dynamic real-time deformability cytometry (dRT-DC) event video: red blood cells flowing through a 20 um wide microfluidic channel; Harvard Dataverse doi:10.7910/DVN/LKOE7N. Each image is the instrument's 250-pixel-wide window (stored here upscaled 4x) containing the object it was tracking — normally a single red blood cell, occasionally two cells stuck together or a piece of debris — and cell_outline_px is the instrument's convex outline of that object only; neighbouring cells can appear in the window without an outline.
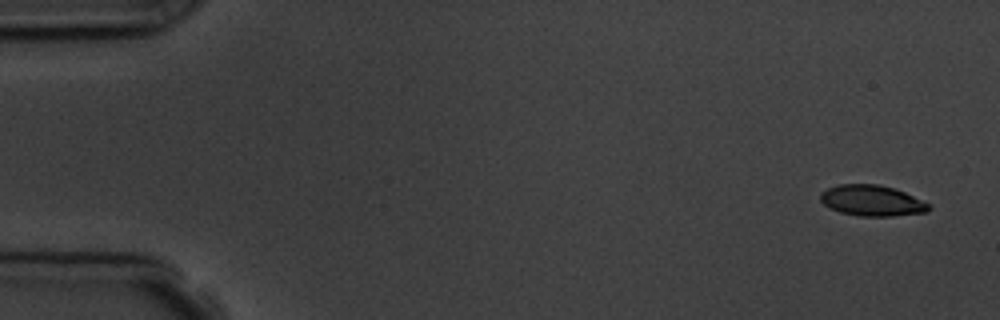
{"species": "common noctule bat (a hibernating species)", "species_latin": "Nyctalus noctula", "temperature_condition": "room temperature", "stored_images_in_passage": 5, "camera_frame_rate_fps": 3000, "um_per_image_px": 0.085, "animal": {"sex": "male", "body_mass_g": 19.5, "forearm_length_mm": 54.6}, "frame": {"image": 1, "passage_image": 1, "time_ms": 0.0, "image_size_px": [1000, 320], "cell_outline_px": [[932, 208], [928, 212], [892, 216], [860, 216], [840, 212], [828, 208], [820, 200], [820, 192], [828, 188], [840, 184], [880, 184], [904, 192], [928, 204]], "centroid_in_image_um": [74.08, 17.06], "position_along_channel_um": 10.9, "area_um2": 19.42}}
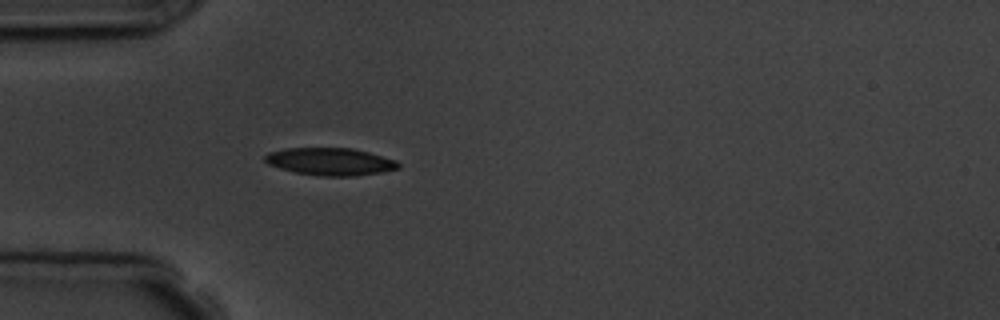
{"frame": {"image": 2, "passage_image": 5, "time_ms": 4.667, "image_size_px": [1000, 320], "cell_outline_px": [[400, 168], [380, 172], [356, 176], [320, 176], [296, 172], [280, 168], [268, 164], [264, 160], [264, 156], [268, 152], [284, 148], [352, 148], [368, 152], [396, 160], [400, 164]], "centroid_in_image_um": [28.06, 13.73], "position_along_channel_um": 56.9, "area_um2": 21.33}}